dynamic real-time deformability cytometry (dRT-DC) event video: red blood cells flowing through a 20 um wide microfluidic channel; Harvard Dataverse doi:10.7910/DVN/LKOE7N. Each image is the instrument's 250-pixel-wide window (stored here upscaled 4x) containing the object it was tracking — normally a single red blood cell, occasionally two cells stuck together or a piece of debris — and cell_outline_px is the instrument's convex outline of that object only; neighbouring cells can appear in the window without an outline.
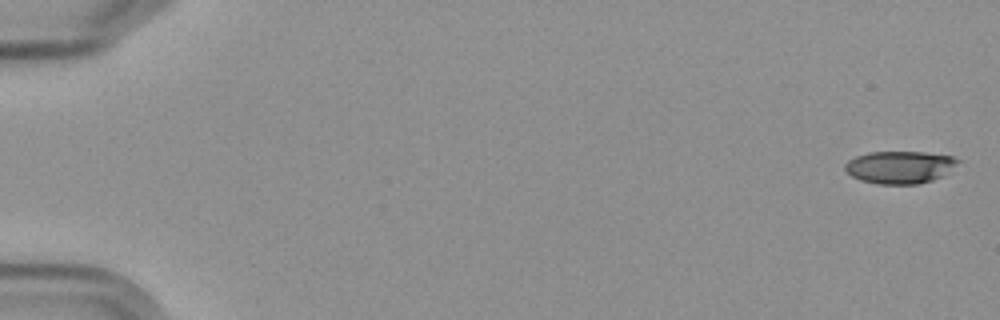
{"species": "Egyptian fruit bat (a non-hibernating species)", "species_latin": "Rousettus aegyptiacus", "temperature_condition": "cold", "stored_images_in_passage": 6, "camera_frame_rate_fps": 3000, "um_per_image_px": 0.085, "frame": {"image": 1, "passage_image": 1, "time_ms": 0.0, "image_size_px": [1000, 320], "cell_outline_px": [[960, 160], [940, 176], [932, 180], [916, 184], [876, 184], [860, 180], [852, 176], [844, 168], [844, 164], [848, 160], [856, 156], [868, 152], [924, 152], [952, 156]], "centroid_in_image_um": [76.41, 14.2], "position_along_channel_um": 8.6, "area_um2": 21.1}}
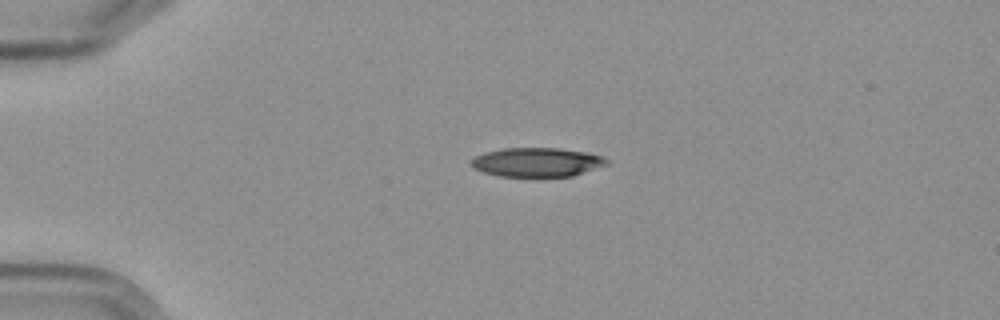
{"frame": {"image": 2, "passage_image": 5, "time_ms": 4.333, "image_size_px": [1000, 320], "cell_outline_px": [[608, 164], [572, 176], [540, 180], [536, 180], [500, 176], [484, 172], [472, 168], [468, 164], [468, 160], [484, 152], [504, 148], [560, 148], [588, 152], [604, 156], [608, 160]], "centroid_in_image_um": [45.61, 13.83], "position_along_channel_um": 39.4, "area_um2": 24.22}}